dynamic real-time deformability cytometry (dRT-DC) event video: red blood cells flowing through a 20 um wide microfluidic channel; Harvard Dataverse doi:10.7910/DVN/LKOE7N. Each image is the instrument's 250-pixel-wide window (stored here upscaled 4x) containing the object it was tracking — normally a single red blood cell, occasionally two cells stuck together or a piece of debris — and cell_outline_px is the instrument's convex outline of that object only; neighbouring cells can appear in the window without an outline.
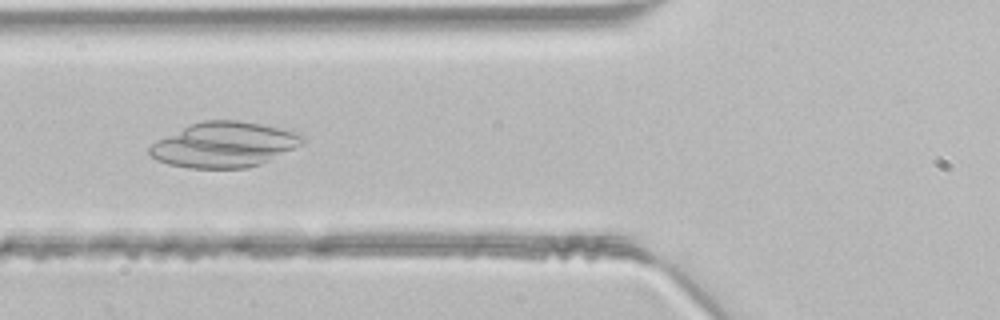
{"species": "common noctule bat (a hibernating species)", "species_latin": "Nyctalus noctula", "temperature_condition": "room temperature", "stored_images_in_passage": 46, "camera_frame_rate_fps": 3000, "um_per_image_px": 0.085, "animal": {"sex": "male", "body_mass_g": 21.5, "forearm_length_mm": 52.0}, "frame": {"image": 1, "passage_image": 17, "time_ms": 5.333, "image_size_px": [1000, 320], "cell_outline_px": [[304, 140], [300, 144], [260, 164], [248, 168], [188, 168], [168, 164], [156, 160], [148, 152], [148, 148], [156, 140], [192, 124], [204, 120], [236, 120], [260, 124], [300, 132], [304, 136]], "centroid_in_image_um": [19.02, 12.3], "position_along_channel_um": 106.8, "area_um2": 39.88}}
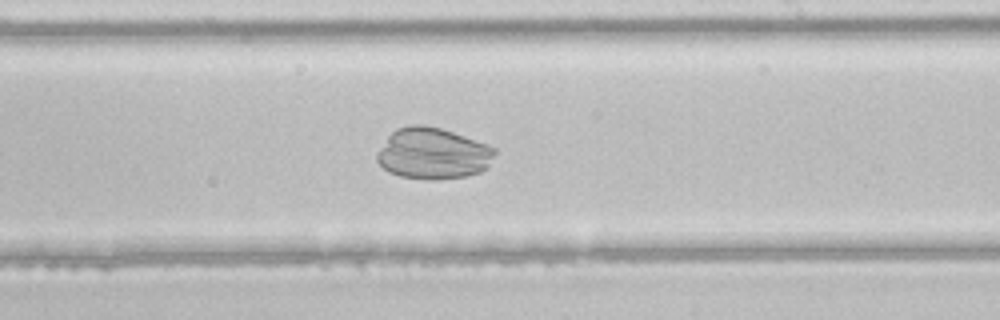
{"frame": {"image": 2, "passage_image": 27, "time_ms": 8.667, "image_size_px": [1000, 320], "cell_outline_px": [[496, 152], [488, 168], [480, 172], [464, 176], [436, 180], [424, 180], [400, 176], [388, 172], [376, 160], [376, 152], [388, 136], [396, 128], [412, 124], [424, 124], [440, 128], [452, 132], [496, 148]], "centroid_in_image_um": [36.77, 13.06], "position_along_channel_um": 252.2, "area_um2": 35.37}}
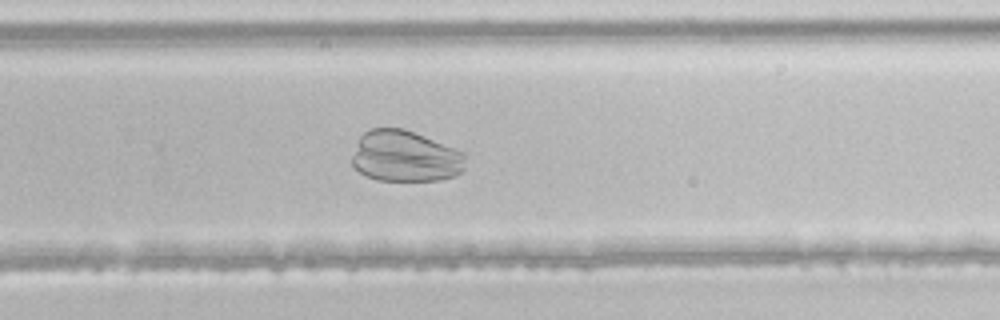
{"frame": {"image": 3, "passage_image": 30, "time_ms": 9.667, "image_size_px": [1000, 320], "cell_outline_px": [[464, 168], [456, 176], [440, 180], [376, 180], [364, 176], [352, 168], [352, 156], [356, 144], [360, 136], [364, 132], [372, 128], [404, 128], [464, 152]], "centroid_in_image_um": [34.39, 13.29], "position_along_channel_um": 295.4, "area_um2": 34.04}}